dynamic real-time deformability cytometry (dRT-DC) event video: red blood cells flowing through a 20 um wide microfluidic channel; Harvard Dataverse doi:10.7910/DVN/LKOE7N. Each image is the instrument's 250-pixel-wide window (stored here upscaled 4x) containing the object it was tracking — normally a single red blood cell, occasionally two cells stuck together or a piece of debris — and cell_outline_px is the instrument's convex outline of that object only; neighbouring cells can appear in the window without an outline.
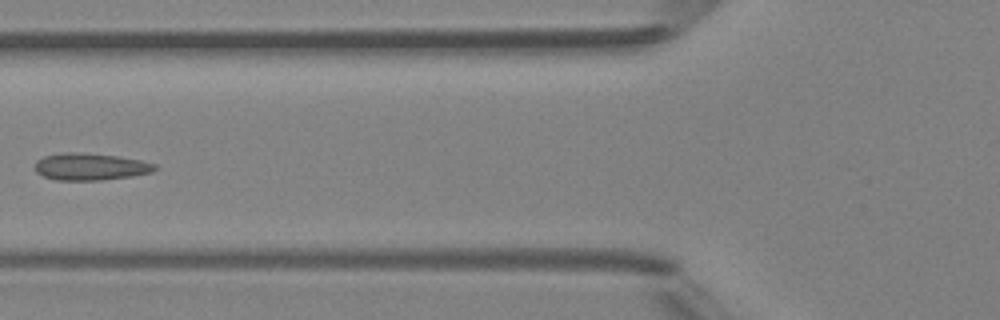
{"species": "Egyptian fruit bat (a non-hibernating species)", "species_latin": "Rousettus aegyptiacus", "temperature_condition": "room temperature", "stored_images_in_passage": 5, "camera_frame_rate_fps": 3000, "um_per_image_px": 0.085, "animal": {"sex": "female"}, "frame": {"image": 1, "passage_image": 5, "time_ms": 5.333, "image_size_px": [1000, 320], "cell_outline_px": [[156, 168], [152, 172], [132, 176], [100, 180], [56, 180], [44, 176], [36, 172], [32, 168], [36, 160], [44, 156], [64, 152], [80, 152], [116, 156], [140, 160], [156, 164]], "centroid_in_image_um": [7.63, 14.16], "position_along_channel_um": 118.2, "area_um2": 18.96}}